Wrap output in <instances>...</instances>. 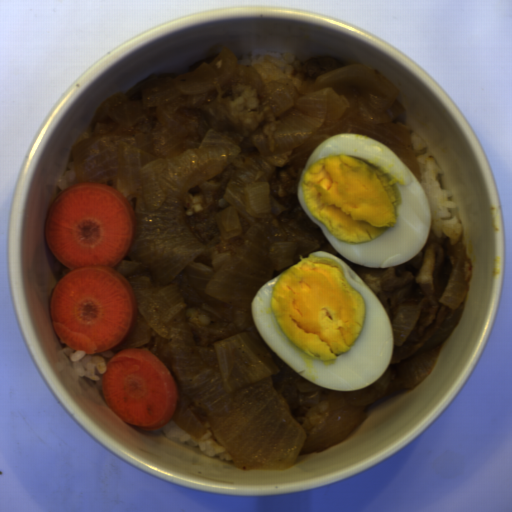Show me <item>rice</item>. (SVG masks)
Masks as SVG:
<instances>
[{"label": "rice", "instance_id": "acb35da6", "mask_svg": "<svg viewBox=\"0 0 512 512\" xmlns=\"http://www.w3.org/2000/svg\"><path fill=\"white\" fill-rule=\"evenodd\" d=\"M64 354L69 358L78 377L89 378L102 385L103 373L107 372V364L110 359L119 352L105 351L99 353H85L84 350H78L69 347L60 340Z\"/></svg>", "mask_w": 512, "mask_h": 512}, {"label": "rice", "instance_id": "b023fe2a", "mask_svg": "<svg viewBox=\"0 0 512 512\" xmlns=\"http://www.w3.org/2000/svg\"><path fill=\"white\" fill-rule=\"evenodd\" d=\"M53 269L55 270V272L57 273L58 275V278L59 280L61 281L69 272H70V268H68L67 266H65L63 263H61L59 261V259L57 258L56 261L54 262V266H53Z\"/></svg>", "mask_w": 512, "mask_h": 512}, {"label": "rice", "instance_id": "8eca5e8b", "mask_svg": "<svg viewBox=\"0 0 512 512\" xmlns=\"http://www.w3.org/2000/svg\"><path fill=\"white\" fill-rule=\"evenodd\" d=\"M167 438L186 446L194 447L201 454L209 458H221L226 462H233V458L228 449L213 438L212 434L206 430L205 434L195 437L188 432L182 430L172 419L162 427Z\"/></svg>", "mask_w": 512, "mask_h": 512}, {"label": "rice", "instance_id": "652b925c", "mask_svg": "<svg viewBox=\"0 0 512 512\" xmlns=\"http://www.w3.org/2000/svg\"><path fill=\"white\" fill-rule=\"evenodd\" d=\"M410 132L414 154L420 167V186L426 196L430 216L429 229L435 232L436 239L449 240L451 245L462 239L463 223L456 209L457 201L452 199L450 189L441 186L439 164L432 157L416 131L404 124L396 123Z\"/></svg>", "mask_w": 512, "mask_h": 512}, {"label": "rice", "instance_id": "023b6e5f", "mask_svg": "<svg viewBox=\"0 0 512 512\" xmlns=\"http://www.w3.org/2000/svg\"><path fill=\"white\" fill-rule=\"evenodd\" d=\"M239 65H248L260 76L263 84L277 79H287L299 88L305 78L303 65L294 53L289 51H269L255 49L237 59Z\"/></svg>", "mask_w": 512, "mask_h": 512}]
</instances>
